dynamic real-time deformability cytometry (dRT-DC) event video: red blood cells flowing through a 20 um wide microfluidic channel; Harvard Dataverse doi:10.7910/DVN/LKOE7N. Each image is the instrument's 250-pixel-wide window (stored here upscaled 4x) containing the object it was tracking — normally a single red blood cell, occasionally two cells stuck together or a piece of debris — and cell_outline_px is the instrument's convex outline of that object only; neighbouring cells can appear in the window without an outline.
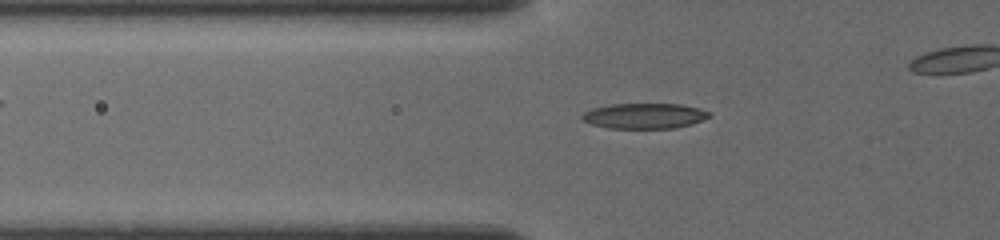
{"species": "common noctule bat (a hibernating species)", "species_latin": "Nyctalus noctula", "temperature_condition": "cold", "stored_images_in_passage": 33, "camera_frame_rate_fps": 3000, "um_per_image_px": 0.085, "animal": {"sex": "female", "body_mass_g": 19.5, "forearm_length_mm": 54.1}, "frame": {"image": 1, "passage_image": 12, "time_ms": 2.333, "image_size_px": [1000, 240], "cell_outline_px": [[708, 116], [692, 124], [676, 128], [608, 128], [592, 124], [580, 120], [580, 116], [584, 112], [592, 108], [612, 104], [680, 104], [700, 108], [708, 112]], "centroid_in_image_um": [54.71, 9.85], "position_along_channel_um": 71.1, "area_um2": 18.73}}
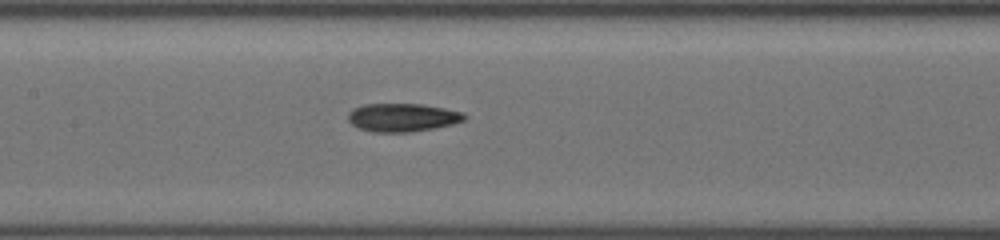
{"frame": {"image": 2, "passage_image": 24, "time_ms": 5.0, "image_size_px": [1000, 240], "cell_outline_px": [[464, 120], [452, 124], [432, 128], [408, 132], [372, 132], [356, 128], [348, 120], [348, 116], [356, 108], [368, 104], [420, 104], [444, 108], [460, 112], [464, 116]], "centroid_in_image_um": [34.17, 9.99], "position_along_channel_um": 173.2, "area_um2": 18.73}}
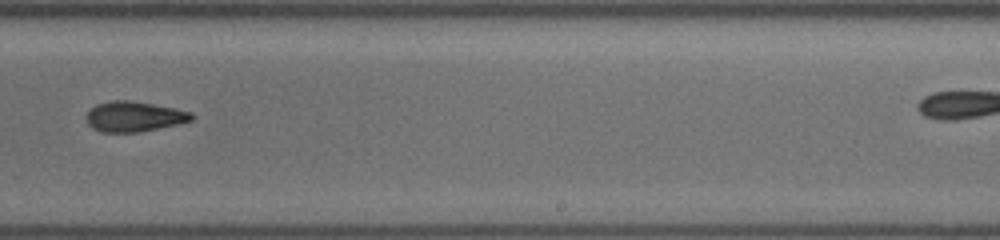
{"frame": {"image": 3, "passage_image": 31, "time_ms": 7.667, "image_size_px": [1000, 240], "cell_outline_px": [[196, 116], [192, 120], [176, 124], [140, 132], [100, 132], [92, 128], [88, 124], [88, 112], [96, 104], [112, 100], [128, 100], [152, 104], [192, 112]], "centroid_in_image_um": [11.4, 9.91], "position_along_channel_um": 277.6, "area_um2": 18.32}}